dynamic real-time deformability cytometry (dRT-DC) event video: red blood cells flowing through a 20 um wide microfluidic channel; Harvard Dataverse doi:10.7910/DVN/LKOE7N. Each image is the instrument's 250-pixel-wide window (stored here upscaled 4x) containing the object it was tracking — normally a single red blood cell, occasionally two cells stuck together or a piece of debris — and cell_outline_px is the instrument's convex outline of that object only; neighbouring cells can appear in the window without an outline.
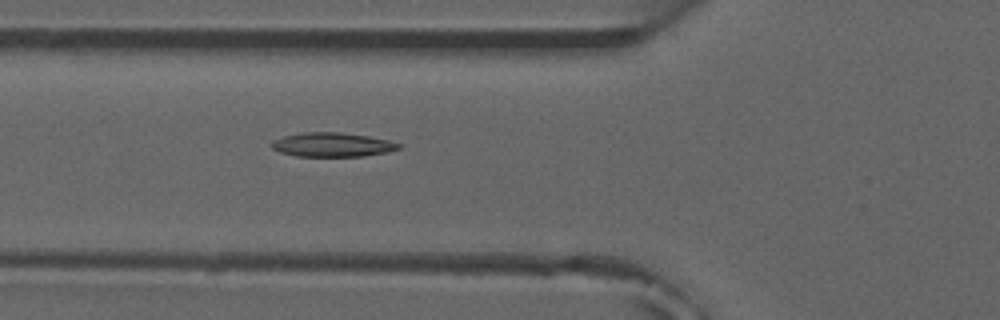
{"species": "common noctule bat (a hibernating species)", "species_latin": "Nyctalus noctula", "temperature_condition": "room temperature", "stored_images_in_passage": 5, "camera_frame_rate_fps": 3000, "um_per_image_px": 0.085, "animal": {"sex": "male", "forearm_length_mm": 52.5}, "frame": {"image": 1, "passage_image": 5, "time_ms": 4.333, "image_size_px": [1000, 320], "cell_outline_px": [[400, 148], [388, 152], [364, 156], [296, 156], [280, 152], [272, 148], [272, 140], [284, 136], [304, 132], [340, 132], [368, 136], [388, 140], [400, 144]], "centroid_in_image_um": [28.24, 12.3], "position_along_channel_um": 97.6, "area_um2": 17.8}}